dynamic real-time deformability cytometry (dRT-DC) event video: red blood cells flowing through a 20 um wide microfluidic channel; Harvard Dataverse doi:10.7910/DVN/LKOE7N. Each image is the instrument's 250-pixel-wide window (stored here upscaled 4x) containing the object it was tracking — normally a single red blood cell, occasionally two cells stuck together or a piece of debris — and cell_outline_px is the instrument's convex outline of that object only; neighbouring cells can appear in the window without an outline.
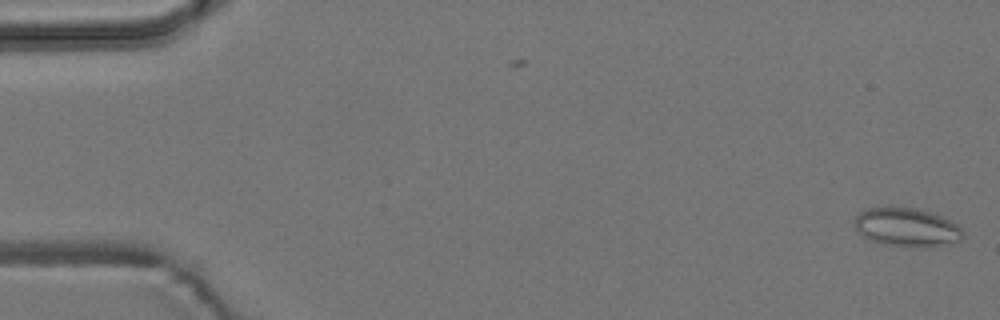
{"species": "common noctule bat (a hibernating species)", "species_latin": "Nyctalus noctula", "temperature_condition": "room temperature", "stored_images_in_passage": 2, "camera_frame_rate_fps": 3000, "um_per_image_px": 0.085, "animal": {"sex": "male", "body_mass_g": 19.2, "forearm_length_mm": 51.8}, "frame": {"image": 1, "passage_image": 2, "time_ms": 1.667, "image_size_px": [1000, 320], "cell_outline_px": [[964, 236], [960, 240], [924, 248], [920, 248], [884, 244], [872, 240], [856, 232], [856, 216], [860, 212], [868, 208], [920, 208], [960, 224], [964, 232]], "centroid_in_image_um": [77.12, 19.33], "position_along_channel_um": 7.9, "area_um2": 24.28}}